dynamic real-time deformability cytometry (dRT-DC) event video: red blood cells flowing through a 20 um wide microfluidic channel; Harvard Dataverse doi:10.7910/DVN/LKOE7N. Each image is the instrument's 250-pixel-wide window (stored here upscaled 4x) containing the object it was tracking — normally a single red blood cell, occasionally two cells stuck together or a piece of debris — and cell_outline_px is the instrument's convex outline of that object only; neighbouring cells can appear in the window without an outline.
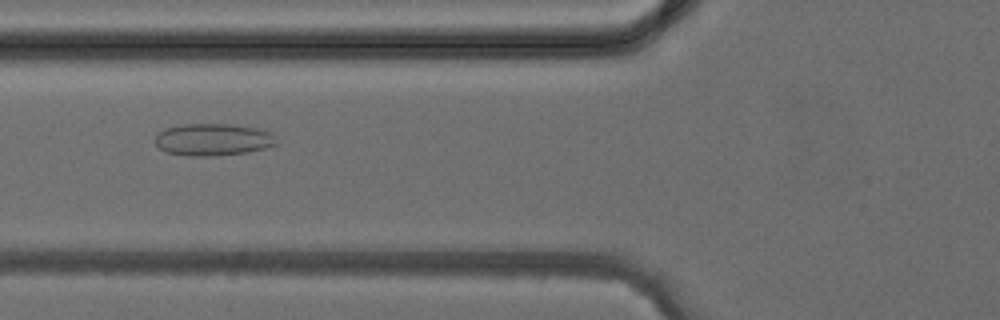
{"species": "common noctule bat (a hibernating species)", "species_latin": "Nyctalus noctula", "temperature_condition": "cold", "stored_images_in_passage": 6, "camera_frame_rate_fps": 3000, "um_per_image_px": 0.085, "animal": {"sex": "female", "body_mass_g": 24.6, "forearm_length_mm": 56.2}, "frame": {"image": 1, "passage_image": 6, "time_ms": 5.667, "image_size_px": [1000, 320], "cell_outline_px": [[276, 144], [264, 148], [248, 152], [216, 156], [188, 156], [168, 152], [160, 148], [156, 144], [156, 136], [164, 128], [184, 124], [228, 124], [256, 128], [272, 132]], "centroid_in_image_um": [18.1, 11.87], "position_along_channel_um": 107.7, "area_um2": 22.54}}